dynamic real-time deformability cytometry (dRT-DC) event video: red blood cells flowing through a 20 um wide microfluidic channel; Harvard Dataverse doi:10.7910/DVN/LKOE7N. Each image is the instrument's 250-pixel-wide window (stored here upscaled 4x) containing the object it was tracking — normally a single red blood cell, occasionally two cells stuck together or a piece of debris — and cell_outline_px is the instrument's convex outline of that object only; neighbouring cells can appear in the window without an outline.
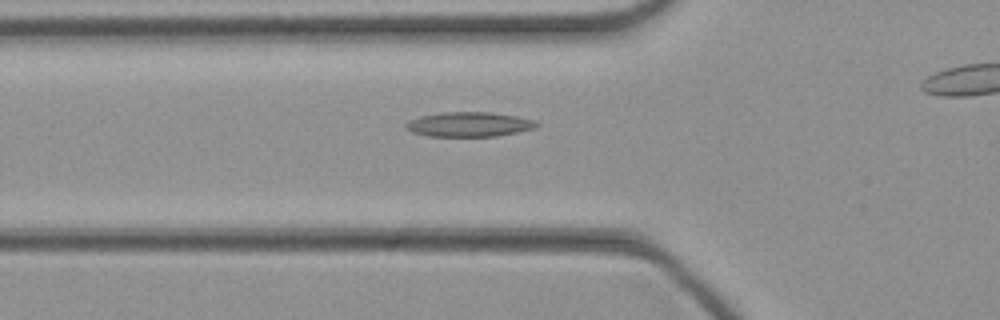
{"species": "common noctule bat (a hibernating species)", "species_latin": "Nyctalus noctula", "temperature_condition": "cold", "stored_images_in_passage": 39, "camera_frame_rate_fps": 3000, "um_per_image_px": 0.085, "animal": {"sex": "female", "body_mass_g": 21.9}, "frame": {"image": 1, "passage_image": 16, "time_ms": 5.0, "image_size_px": [1000, 320], "cell_outline_px": [[540, 124], [536, 128], [496, 136], [428, 136], [412, 132], [404, 128], [404, 124], [408, 120], [420, 116], [440, 112], [488, 112], [516, 116], [536, 120]], "centroid_in_image_um": [39.85, 10.56], "position_along_channel_um": 86.0, "area_um2": 18.9}}
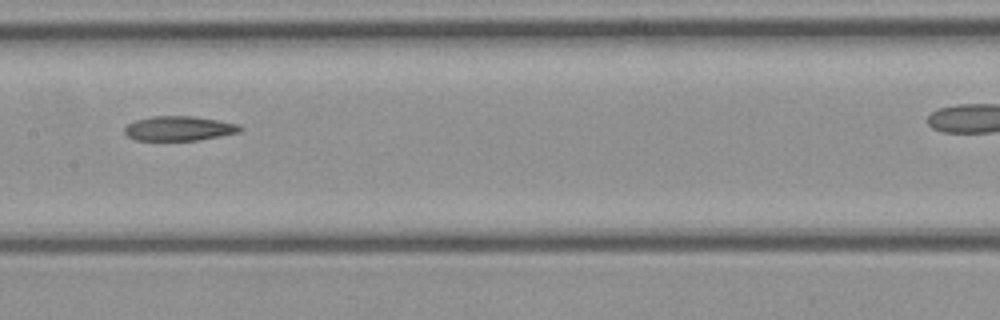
{"frame": {"image": 2, "passage_image": 23, "time_ms": 7.333, "image_size_px": [1000, 320], "cell_outline_px": [[244, 128], [240, 132], [196, 140], [136, 140], [128, 136], [124, 132], [124, 128], [128, 124], [136, 120], [152, 116], [192, 116], [240, 124]], "centroid_in_image_um": [15.22, 10.91], "position_along_channel_um": 192.2, "area_um2": 16.42}}
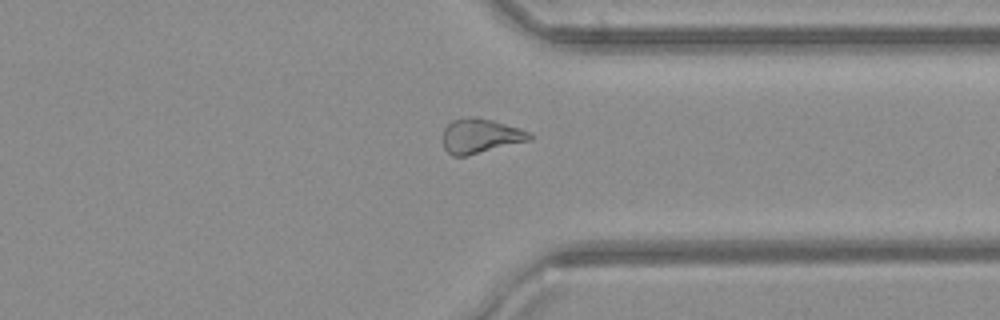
{"frame": {"image": 3, "passage_image": 35, "time_ms": 11.333, "image_size_px": [1000, 320], "cell_outline_px": [[536, 136], [532, 140], [468, 156], [452, 156], [444, 148], [444, 128], [452, 120], [476, 116], [492, 120], [520, 128], [532, 132]], "centroid_in_image_um": [40.91, 11.56], "position_along_channel_um": 370.5, "area_um2": 17.74}}